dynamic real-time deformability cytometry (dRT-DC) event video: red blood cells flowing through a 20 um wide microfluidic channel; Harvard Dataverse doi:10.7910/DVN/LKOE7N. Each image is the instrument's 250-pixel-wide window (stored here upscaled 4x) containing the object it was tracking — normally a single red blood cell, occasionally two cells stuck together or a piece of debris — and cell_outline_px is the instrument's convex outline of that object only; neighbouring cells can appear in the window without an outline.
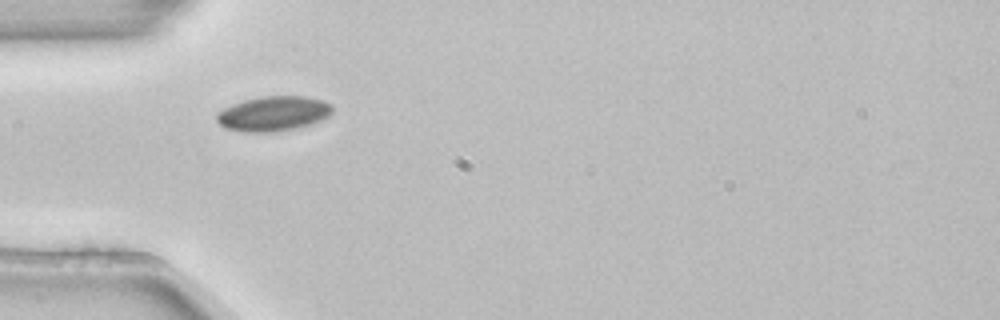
{"species": "common noctule bat (a hibernating species)", "species_latin": "Nyctalus noctula", "temperature_condition": "room temperature", "stored_images_in_passage": 4, "camera_frame_rate_fps": 3000, "um_per_image_px": 0.085, "animal": {"sex": "female", "body_mass_g": 22.7, "forearm_length_mm": 54.2}, "frame": {"image": 1, "passage_image": 4, "time_ms": 1.0, "image_size_px": [1000, 320], "cell_outline_px": [[332, 112], [328, 116], [312, 124], [296, 128], [272, 132], [244, 132], [224, 128], [216, 120], [216, 112], [232, 104], [244, 100], [264, 96], [308, 96], [324, 100], [332, 104]], "centroid_in_image_um": [23.23, 9.65], "position_along_channel_um": 61.8, "area_um2": 23.7}}